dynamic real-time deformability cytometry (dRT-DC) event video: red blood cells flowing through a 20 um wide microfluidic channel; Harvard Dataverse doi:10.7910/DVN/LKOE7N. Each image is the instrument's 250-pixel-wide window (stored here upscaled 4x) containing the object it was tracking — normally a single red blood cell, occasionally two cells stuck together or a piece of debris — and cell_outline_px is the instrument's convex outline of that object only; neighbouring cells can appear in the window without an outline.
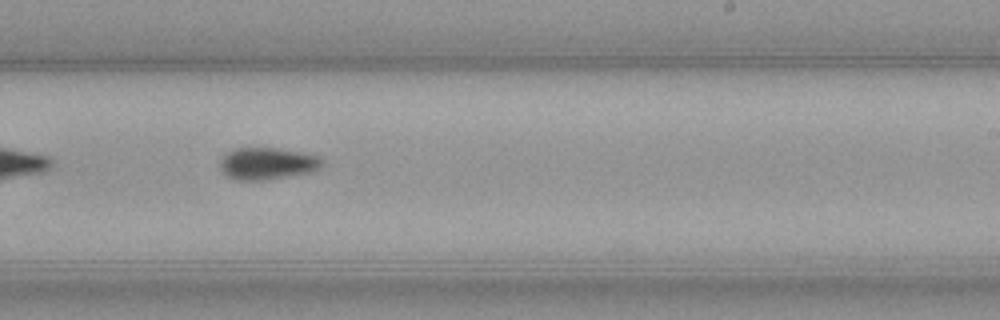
{"species": "common noctule bat (a hibernating species)", "species_latin": "Nyctalus noctula", "temperature_condition": "warm", "stored_images_in_passage": 37, "camera_frame_rate_fps": 3000, "um_per_image_px": 0.085, "animal": {"sex": "female", "body_mass_g": 21.9}, "frame": {"image": 1, "passage_image": 16, "time_ms": 5.0, "image_size_px": [1000, 320], "cell_outline_px": [[324, 164], [320, 168], [312, 172], [268, 180], [236, 180], [228, 176], [220, 168], [220, 160], [228, 152], [236, 148], [280, 148], [304, 152], [320, 156], [324, 160]], "centroid_in_image_um": [22.79, 13.9], "position_along_channel_um": 266.2, "area_um2": 19.31}}
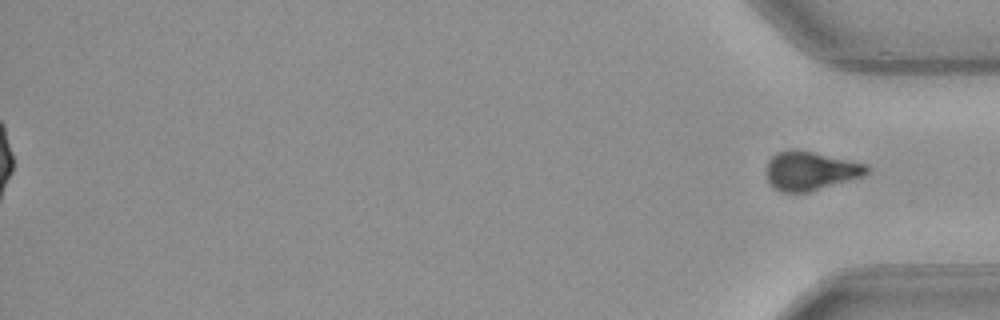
{"frame": {"image": 2, "passage_image": 37, "time_ms": 12.0, "image_size_px": [1000, 320], "cell_outline_px": [[868, 172], [860, 176], [808, 192], [780, 192], [772, 188], [768, 184], [764, 172], [768, 160], [772, 156], [780, 152], [792, 148], [800, 148], [868, 164]], "centroid_in_image_um": [68.79, 14.49], "position_along_channel_um": 366.4, "area_um2": 23.06}, "authors_computed_cell_mechanics": {"area_um2": 18.3804, "velocity_mm_per_s": 4.0416, "shape_relaxation_time_tau1_ms": 8.3363, "shape_relaxation_time_tau2_ms": null, "deformation_change_tau1": 0.1963, "deformation_change_tau2": null}}